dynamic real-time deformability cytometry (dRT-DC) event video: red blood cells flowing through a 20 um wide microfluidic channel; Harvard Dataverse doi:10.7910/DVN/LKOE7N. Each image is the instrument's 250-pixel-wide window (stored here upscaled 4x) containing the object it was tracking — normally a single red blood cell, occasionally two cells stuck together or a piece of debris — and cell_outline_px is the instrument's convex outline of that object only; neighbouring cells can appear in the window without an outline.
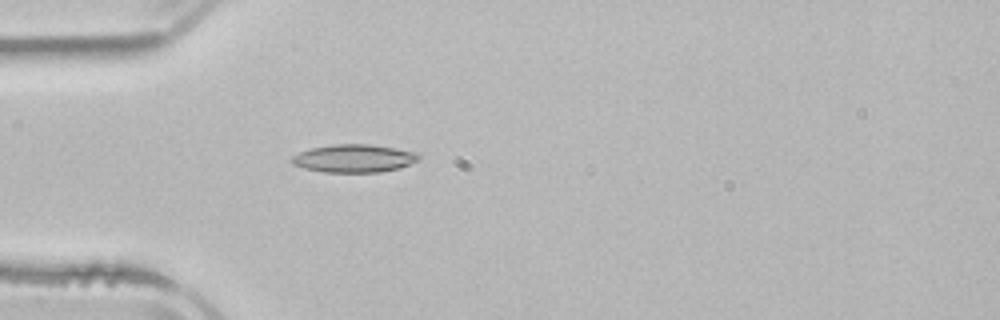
{"species": "common noctule bat (a hibernating species)", "species_latin": "Nyctalus noctula", "temperature_condition": "room temperature", "stored_images_in_passage": 1, "camera_frame_rate_fps": 3000, "um_per_image_px": 0.085, "animal": {"sex": "male", "body_mass_g": 21.5, "forearm_length_mm": 52.0}, "frame": {"image": 1, "passage_image": 1, "time_ms": 0.0, "image_size_px": [1000, 320], "cell_outline_px": [[420, 160], [400, 168], [380, 172], [324, 172], [304, 168], [292, 164], [288, 160], [292, 156], [300, 152], [312, 148], [332, 144], [368, 144], [392, 148], [412, 152], [420, 156]], "centroid_in_image_um": [30.04, 13.47], "position_along_channel_um": 55.0, "area_um2": 20.58}}